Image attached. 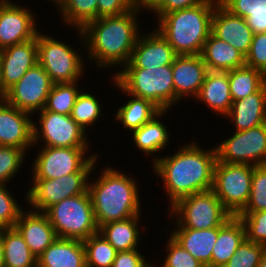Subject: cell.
I'll list each match as a JSON object with an SVG mask.
<instances>
[{"mask_svg":"<svg viewBox=\"0 0 266 267\" xmlns=\"http://www.w3.org/2000/svg\"><path fill=\"white\" fill-rule=\"evenodd\" d=\"M37 63V36L0 50V95L16 84Z\"/></svg>","mask_w":266,"mask_h":267,"instance_id":"obj_16","label":"cell"},{"mask_svg":"<svg viewBox=\"0 0 266 267\" xmlns=\"http://www.w3.org/2000/svg\"><path fill=\"white\" fill-rule=\"evenodd\" d=\"M44 213L59 238L83 241L98 233L88 190L50 206Z\"/></svg>","mask_w":266,"mask_h":267,"instance_id":"obj_6","label":"cell"},{"mask_svg":"<svg viewBox=\"0 0 266 267\" xmlns=\"http://www.w3.org/2000/svg\"><path fill=\"white\" fill-rule=\"evenodd\" d=\"M7 187L6 184H0V229L15 227L20 214L26 209L22 208L24 206L18 203Z\"/></svg>","mask_w":266,"mask_h":267,"instance_id":"obj_40","label":"cell"},{"mask_svg":"<svg viewBox=\"0 0 266 267\" xmlns=\"http://www.w3.org/2000/svg\"><path fill=\"white\" fill-rule=\"evenodd\" d=\"M215 146L217 160L228 164L266 165V123L241 131Z\"/></svg>","mask_w":266,"mask_h":267,"instance_id":"obj_13","label":"cell"},{"mask_svg":"<svg viewBox=\"0 0 266 267\" xmlns=\"http://www.w3.org/2000/svg\"><path fill=\"white\" fill-rule=\"evenodd\" d=\"M86 267H112L117 250L98 232L82 241Z\"/></svg>","mask_w":266,"mask_h":267,"instance_id":"obj_35","label":"cell"},{"mask_svg":"<svg viewBox=\"0 0 266 267\" xmlns=\"http://www.w3.org/2000/svg\"><path fill=\"white\" fill-rule=\"evenodd\" d=\"M35 114L39 115L38 121H33V144L36 148L41 142L47 147H92L88 133L70 115L45 109Z\"/></svg>","mask_w":266,"mask_h":267,"instance_id":"obj_12","label":"cell"},{"mask_svg":"<svg viewBox=\"0 0 266 267\" xmlns=\"http://www.w3.org/2000/svg\"><path fill=\"white\" fill-rule=\"evenodd\" d=\"M141 13L133 9L120 16L98 18L82 29H74L80 38L79 46L86 50L87 61L94 62L98 70L126 65L143 32L139 23Z\"/></svg>","mask_w":266,"mask_h":267,"instance_id":"obj_1","label":"cell"},{"mask_svg":"<svg viewBox=\"0 0 266 267\" xmlns=\"http://www.w3.org/2000/svg\"><path fill=\"white\" fill-rule=\"evenodd\" d=\"M207 71L201 55H177L172 64L175 96L180 101L186 97L195 98Z\"/></svg>","mask_w":266,"mask_h":267,"instance_id":"obj_20","label":"cell"},{"mask_svg":"<svg viewBox=\"0 0 266 267\" xmlns=\"http://www.w3.org/2000/svg\"><path fill=\"white\" fill-rule=\"evenodd\" d=\"M238 217L245 227L246 239L266 246V210L241 212Z\"/></svg>","mask_w":266,"mask_h":267,"instance_id":"obj_42","label":"cell"},{"mask_svg":"<svg viewBox=\"0 0 266 267\" xmlns=\"http://www.w3.org/2000/svg\"><path fill=\"white\" fill-rule=\"evenodd\" d=\"M98 164L96 161L92 172H76L56 179H32L30 189L25 196L28 208L33 211L45 212L50 206L60 201L83 194L88 190L90 176ZM31 207V208H30Z\"/></svg>","mask_w":266,"mask_h":267,"instance_id":"obj_11","label":"cell"},{"mask_svg":"<svg viewBox=\"0 0 266 267\" xmlns=\"http://www.w3.org/2000/svg\"><path fill=\"white\" fill-rule=\"evenodd\" d=\"M211 33L218 39L228 42L244 56L249 51L254 35L246 19L233 15L220 3L214 9Z\"/></svg>","mask_w":266,"mask_h":267,"instance_id":"obj_19","label":"cell"},{"mask_svg":"<svg viewBox=\"0 0 266 267\" xmlns=\"http://www.w3.org/2000/svg\"><path fill=\"white\" fill-rule=\"evenodd\" d=\"M37 267H86L83 242L58 237L37 257Z\"/></svg>","mask_w":266,"mask_h":267,"instance_id":"obj_25","label":"cell"},{"mask_svg":"<svg viewBox=\"0 0 266 267\" xmlns=\"http://www.w3.org/2000/svg\"><path fill=\"white\" fill-rule=\"evenodd\" d=\"M246 22L254 34L266 32V12L251 13L246 18Z\"/></svg>","mask_w":266,"mask_h":267,"instance_id":"obj_48","label":"cell"},{"mask_svg":"<svg viewBox=\"0 0 266 267\" xmlns=\"http://www.w3.org/2000/svg\"><path fill=\"white\" fill-rule=\"evenodd\" d=\"M12 0L0 3V50L29 41L39 32L36 14Z\"/></svg>","mask_w":266,"mask_h":267,"instance_id":"obj_15","label":"cell"},{"mask_svg":"<svg viewBox=\"0 0 266 267\" xmlns=\"http://www.w3.org/2000/svg\"><path fill=\"white\" fill-rule=\"evenodd\" d=\"M258 267H266V252L261 257Z\"/></svg>","mask_w":266,"mask_h":267,"instance_id":"obj_52","label":"cell"},{"mask_svg":"<svg viewBox=\"0 0 266 267\" xmlns=\"http://www.w3.org/2000/svg\"><path fill=\"white\" fill-rule=\"evenodd\" d=\"M38 155L31 162V179H56L76 172H92L99 161V154L92 147H47L39 146Z\"/></svg>","mask_w":266,"mask_h":267,"instance_id":"obj_9","label":"cell"},{"mask_svg":"<svg viewBox=\"0 0 266 267\" xmlns=\"http://www.w3.org/2000/svg\"><path fill=\"white\" fill-rule=\"evenodd\" d=\"M228 80L232 100L236 101L257 92L266 83V76L245 65L228 71Z\"/></svg>","mask_w":266,"mask_h":267,"instance_id":"obj_32","label":"cell"},{"mask_svg":"<svg viewBox=\"0 0 266 267\" xmlns=\"http://www.w3.org/2000/svg\"><path fill=\"white\" fill-rule=\"evenodd\" d=\"M0 267H5L4 248H3L2 237H1V229H0Z\"/></svg>","mask_w":266,"mask_h":267,"instance_id":"obj_50","label":"cell"},{"mask_svg":"<svg viewBox=\"0 0 266 267\" xmlns=\"http://www.w3.org/2000/svg\"><path fill=\"white\" fill-rule=\"evenodd\" d=\"M140 34L129 62L122 68H156L172 65L177 54L157 29Z\"/></svg>","mask_w":266,"mask_h":267,"instance_id":"obj_18","label":"cell"},{"mask_svg":"<svg viewBox=\"0 0 266 267\" xmlns=\"http://www.w3.org/2000/svg\"><path fill=\"white\" fill-rule=\"evenodd\" d=\"M140 217V218H139ZM141 216L136 215L125 220L109 222L98 228V232L117 250L139 249Z\"/></svg>","mask_w":266,"mask_h":267,"instance_id":"obj_30","label":"cell"},{"mask_svg":"<svg viewBox=\"0 0 266 267\" xmlns=\"http://www.w3.org/2000/svg\"><path fill=\"white\" fill-rule=\"evenodd\" d=\"M168 209L174 228L211 229L232 217L212 190L186 196Z\"/></svg>","mask_w":266,"mask_h":267,"instance_id":"obj_8","label":"cell"},{"mask_svg":"<svg viewBox=\"0 0 266 267\" xmlns=\"http://www.w3.org/2000/svg\"><path fill=\"white\" fill-rule=\"evenodd\" d=\"M206 104L217 116L225 117L233 102L228 80V72L207 71L204 82L194 101Z\"/></svg>","mask_w":266,"mask_h":267,"instance_id":"obj_24","label":"cell"},{"mask_svg":"<svg viewBox=\"0 0 266 267\" xmlns=\"http://www.w3.org/2000/svg\"><path fill=\"white\" fill-rule=\"evenodd\" d=\"M245 65L261 71L266 76V32L254 34Z\"/></svg>","mask_w":266,"mask_h":267,"instance_id":"obj_43","label":"cell"},{"mask_svg":"<svg viewBox=\"0 0 266 267\" xmlns=\"http://www.w3.org/2000/svg\"><path fill=\"white\" fill-rule=\"evenodd\" d=\"M229 119L236 131L247 130L266 123V83L255 93L233 101Z\"/></svg>","mask_w":266,"mask_h":267,"instance_id":"obj_22","label":"cell"},{"mask_svg":"<svg viewBox=\"0 0 266 267\" xmlns=\"http://www.w3.org/2000/svg\"><path fill=\"white\" fill-rule=\"evenodd\" d=\"M266 210V165L253 166L250 196L242 212Z\"/></svg>","mask_w":266,"mask_h":267,"instance_id":"obj_39","label":"cell"},{"mask_svg":"<svg viewBox=\"0 0 266 267\" xmlns=\"http://www.w3.org/2000/svg\"><path fill=\"white\" fill-rule=\"evenodd\" d=\"M168 114V111H160L149 122L142 125L139 129L131 132L136 149L143 154L151 157L152 165L160 158V151L164 150L169 144L171 133L169 134V128H167L165 122L161 121ZM156 154V155H155ZM158 154V155H157Z\"/></svg>","mask_w":266,"mask_h":267,"instance_id":"obj_23","label":"cell"},{"mask_svg":"<svg viewBox=\"0 0 266 267\" xmlns=\"http://www.w3.org/2000/svg\"><path fill=\"white\" fill-rule=\"evenodd\" d=\"M95 94L93 95L91 92H85L82 90L75 101V104L72 108L71 118L82 127L87 133L96 124V122H100L99 118L105 114L102 113V105L100 104V98ZM92 126V127H91ZM89 127V128H88Z\"/></svg>","mask_w":266,"mask_h":267,"instance_id":"obj_34","label":"cell"},{"mask_svg":"<svg viewBox=\"0 0 266 267\" xmlns=\"http://www.w3.org/2000/svg\"><path fill=\"white\" fill-rule=\"evenodd\" d=\"M233 15L246 19L251 13L266 12V0H219Z\"/></svg>","mask_w":266,"mask_h":267,"instance_id":"obj_44","label":"cell"},{"mask_svg":"<svg viewBox=\"0 0 266 267\" xmlns=\"http://www.w3.org/2000/svg\"><path fill=\"white\" fill-rule=\"evenodd\" d=\"M167 244L163 251L164 262L157 267H205L201 262L195 259L187 250H185L178 242H176L170 235L167 238Z\"/></svg>","mask_w":266,"mask_h":267,"instance_id":"obj_41","label":"cell"},{"mask_svg":"<svg viewBox=\"0 0 266 267\" xmlns=\"http://www.w3.org/2000/svg\"><path fill=\"white\" fill-rule=\"evenodd\" d=\"M1 237L5 267H37V257L15 227L1 228Z\"/></svg>","mask_w":266,"mask_h":267,"instance_id":"obj_31","label":"cell"},{"mask_svg":"<svg viewBox=\"0 0 266 267\" xmlns=\"http://www.w3.org/2000/svg\"><path fill=\"white\" fill-rule=\"evenodd\" d=\"M55 36L45 33L37 34V58L38 63L49 75L53 84L82 82L84 76L85 60L75 47L57 40Z\"/></svg>","mask_w":266,"mask_h":267,"instance_id":"obj_7","label":"cell"},{"mask_svg":"<svg viewBox=\"0 0 266 267\" xmlns=\"http://www.w3.org/2000/svg\"><path fill=\"white\" fill-rule=\"evenodd\" d=\"M177 149L173 155L160 156L151 166L163 181L169 208L186 196L212 190L217 161L215 147L204 149L196 140Z\"/></svg>","mask_w":266,"mask_h":267,"instance_id":"obj_2","label":"cell"},{"mask_svg":"<svg viewBox=\"0 0 266 267\" xmlns=\"http://www.w3.org/2000/svg\"><path fill=\"white\" fill-rule=\"evenodd\" d=\"M253 166L216 161L212 191L232 215L238 216L246 207L252 185Z\"/></svg>","mask_w":266,"mask_h":267,"instance_id":"obj_10","label":"cell"},{"mask_svg":"<svg viewBox=\"0 0 266 267\" xmlns=\"http://www.w3.org/2000/svg\"><path fill=\"white\" fill-rule=\"evenodd\" d=\"M210 1L211 0H163L152 14L156 16V19L158 20L164 14L201 5Z\"/></svg>","mask_w":266,"mask_h":267,"instance_id":"obj_47","label":"cell"},{"mask_svg":"<svg viewBox=\"0 0 266 267\" xmlns=\"http://www.w3.org/2000/svg\"><path fill=\"white\" fill-rule=\"evenodd\" d=\"M47 1V0H46ZM51 3H53V5L56 7L55 9H60L64 3L66 2V0H48Z\"/></svg>","mask_w":266,"mask_h":267,"instance_id":"obj_51","label":"cell"},{"mask_svg":"<svg viewBox=\"0 0 266 267\" xmlns=\"http://www.w3.org/2000/svg\"><path fill=\"white\" fill-rule=\"evenodd\" d=\"M32 118V114L19 110L1 97L0 146L16 147L29 152L34 147Z\"/></svg>","mask_w":266,"mask_h":267,"instance_id":"obj_17","label":"cell"},{"mask_svg":"<svg viewBox=\"0 0 266 267\" xmlns=\"http://www.w3.org/2000/svg\"><path fill=\"white\" fill-rule=\"evenodd\" d=\"M117 168L105 167L88 182L94 217L98 228L109 222L141 215L140 186L136 179ZM94 181V182H93Z\"/></svg>","mask_w":266,"mask_h":267,"instance_id":"obj_3","label":"cell"},{"mask_svg":"<svg viewBox=\"0 0 266 267\" xmlns=\"http://www.w3.org/2000/svg\"><path fill=\"white\" fill-rule=\"evenodd\" d=\"M139 250L118 251L112 267H148L151 261Z\"/></svg>","mask_w":266,"mask_h":267,"instance_id":"obj_46","label":"cell"},{"mask_svg":"<svg viewBox=\"0 0 266 267\" xmlns=\"http://www.w3.org/2000/svg\"><path fill=\"white\" fill-rule=\"evenodd\" d=\"M265 252V245L251 242L245 238L223 267H258Z\"/></svg>","mask_w":266,"mask_h":267,"instance_id":"obj_38","label":"cell"},{"mask_svg":"<svg viewBox=\"0 0 266 267\" xmlns=\"http://www.w3.org/2000/svg\"><path fill=\"white\" fill-rule=\"evenodd\" d=\"M52 86L49 75L37 63L9 88L2 98L10 105L34 116L36 112L44 109Z\"/></svg>","mask_w":266,"mask_h":267,"instance_id":"obj_14","label":"cell"},{"mask_svg":"<svg viewBox=\"0 0 266 267\" xmlns=\"http://www.w3.org/2000/svg\"><path fill=\"white\" fill-rule=\"evenodd\" d=\"M27 209L20 214L15 228L22 235L31 252L38 257L58 237L44 212Z\"/></svg>","mask_w":266,"mask_h":267,"instance_id":"obj_21","label":"cell"},{"mask_svg":"<svg viewBox=\"0 0 266 267\" xmlns=\"http://www.w3.org/2000/svg\"><path fill=\"white\" fill-rule=\"evenodd\" d=\"M98 0H66L58 10L63 26L82 29L90 21L98 19ZM61 11V12H60ZM71 27V28H70Z\"/></svg>","mask_w":266,"mask_h":267,"instance_id":"obj_33","label":"cell"},{"mask_svg":"<svg viewBox=\"0 0 266 267\" xmlns=\"http://www.w3.org/2000/svg\"><path fill=\"white\" fill-rule=\"evenodd\" d=\"M79 81L53 84L44 109L54 113L71 115L78 94L81 92Z\"/></svg>","mask_w":266,"mask_h":267,"instance_id":"obj_36","label":"cell"},{"mask_svg":"<svg viewBox=\"0 0 266 267\" xmlns=\"http://www.w3.org/2000/svg\"><path fill=\"white\" fill-rule=\"evenodd\" d=\"M134 9L142 11L146 10L149 12H153L163 0H132ZM142 8V9H141Z\"/></svg>","mask_w":266,"mask_h":267,"instance_id":"obj_49","label":"cell"},{"mask_svg":"<svg viewBox=\"0 0 266 267\" xmlns=\"http://www.w3.org/2000/svg\"><path fill=\"white\" fill-rule=\"evenodd\" d=\"M112 78V79H111ZM110 83L114 89L117 88L118 91L128 95V101L118 107L114 120L120 122V125H123V129L129 131L128 133L133 132L134 130L139 129L142 125L149 122L155 115H157L161 110L154 105L151 101L143 99L140 97L133 96L129 93H126L114 80L113 76H110Z\"/></svg>","mask_w":266,"mask_h":267,"instance_id":"obj_26","label":"cell"},{"mask_svg":"<svg viewBox=\"0 0 266 267\" xmlns=\"http://www.w3.org/2000/svg\"><path fill=\"white\" fill-rule=\"evenodd\" d=\"M219 0L173 11L161 16L154 28L177 55H201L211 34L212 17Z\"/></svg>","mask_w":266,"mask_h":267,"instance_id":"obj_4","label":"cell"},{"mask_svg":"<svg viewBox=\"0 0 266 267\" xmlns=\"http://www.w3.org/2000/svg\"><path fill=\"white\" fill-rule=\"evenodd\" d=\"M26 154L20 148L0 146V184L7 185L14 180V177L21 171Z\"/></svg>","mask_w":266,"mask_h":267,"instance_id":"obj_37","label":"cell"},{"mask_svg":"<svg viewBox=\"0 0 266 267\" xmlns=\"http://www.w3.org/2000/svg\"><path fill=\"white\" fill-rule=\"evenodd\" d=\"M245 238V227L238 216H232L218 227V237L212 248L211 267H223Z\"/></svg>","mask_w":266,"mask_h":267,"instance_id":"obj_29","label":"cell"},{"mask_svg":"<svg viewBox=\"0 0 266 267\" xmlns=\"http://www.w3.org/2000/svg\"><path fill=\"white\" fill-rule=\"evenodd\" d=\"M113 78L126 92L151 101L161 111L181 102L174 93L172 65L156 68H118Z\"/></svg>","mask_w":266,"mask_h":267,"instance_id":"obj_5","label":"cell"},{"mask_svg":"<svg viewBox=\"0 0 266 267\" xmlns=\"http://www.w3.org/2000/svg\"><path fill=\"white\" fill-rule=\"evenodd\" d=\"M201 56L208 71L228 72L245 66V56L228 42L212 33L206 40Z\"/></svg>","mask_w":266,"mask_h":267,"instance_id":"obj_28","label":"cell"},{"mask_svg":"<svg viewBox=\"0 0 266 267\" xmlns=\"http://www.w3.org/2000/svg\"><path fill=\"white\" fill-rule=\"evenodd\" d=\"M170 236L205 267H211L212 248L218 227L211 229L174 228Z\"/></svg>","mask_w":266,"mask_h":267,"instance_id":"obj_27","label":"cell"},{"mask_svg":"<svg viewBox=\"0 0 266 267\" xmlns=\"http://www.w3.org/2000/svg\"><path fill=\"white\" fill-rule=\"evenodd\" d=\"M98 18L120 16L134 9L132 0H98Z\"/></svg>","mask_w":266,"mask_h":267,"instance_id":"obj_45","label":"cell"}]
</instances>
